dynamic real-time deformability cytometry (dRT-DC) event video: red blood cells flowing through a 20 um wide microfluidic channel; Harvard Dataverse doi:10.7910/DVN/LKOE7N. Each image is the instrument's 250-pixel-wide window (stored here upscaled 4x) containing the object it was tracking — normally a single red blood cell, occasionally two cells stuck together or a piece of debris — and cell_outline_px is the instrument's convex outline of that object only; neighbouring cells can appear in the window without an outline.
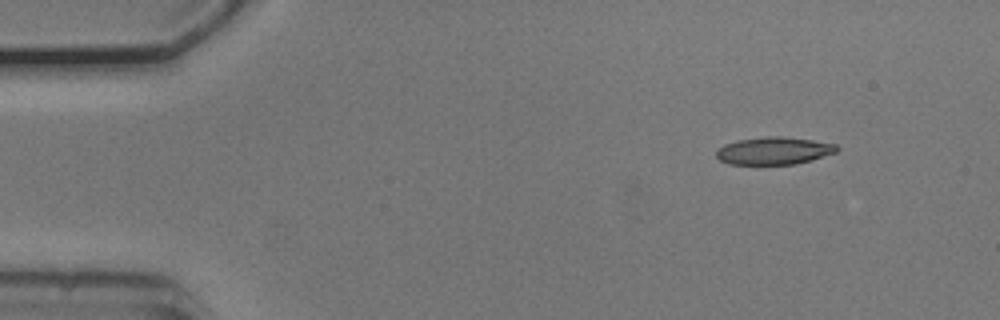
{"species": "common noctule bat (a hibernating species)", "species_latin": "Nyctalus noctula", "temperature_condition": "cold", "stored_images_in_passage": 49, "camera_frame_rate_fps": 3000, "um_per_image_px": 0.085, "animal": {"sex": "male", "body_mass_g": 20.5, "forearm_length_mm": 52.5}, "frame": {"image": 1, "passage_image": 1, "time_ms": 0.0, "image_size_px": [1000, 320], "cell_outline_px": [[840, 148], [836, 152], [812, 160], [796, 164], [728, 164], [720, 160], [716, 156], [716, 152], [724, 144], [736, 140], [768, 136], [780, 136], [812, 140], [836, 144]], "centroid_in_image_um": [65.79, 12.81], "position_along_channel_um": 19.2, "area_um2": 19.31}}
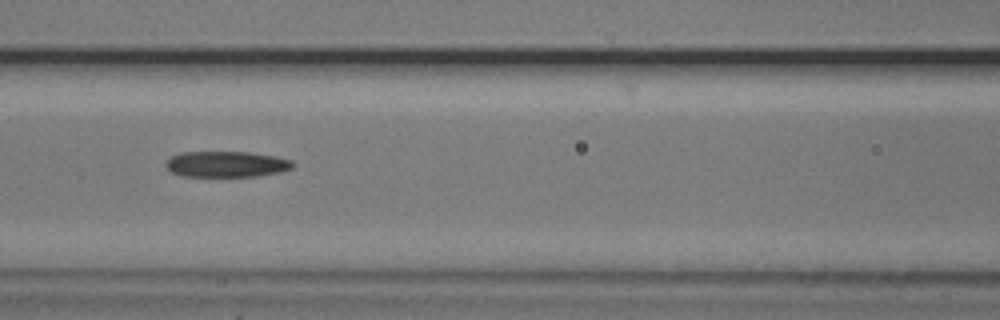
{"frame": {"image": 2, "passage_image": 18, "time_ms": 5.667, "image_size_px": [1000, 320], "cell_outline_px": [[296, 164], [292, 168], [280, 172], [256, 176], [180, 176], [172, 172], [164, 164], [172, 156], [180, 152], [248, 152], [276, 156], [292, 160]], "centroid_in_image_um": [19.27, 13.95], "position_along_channel_um": 147.3, "area_um2": 19.19}}
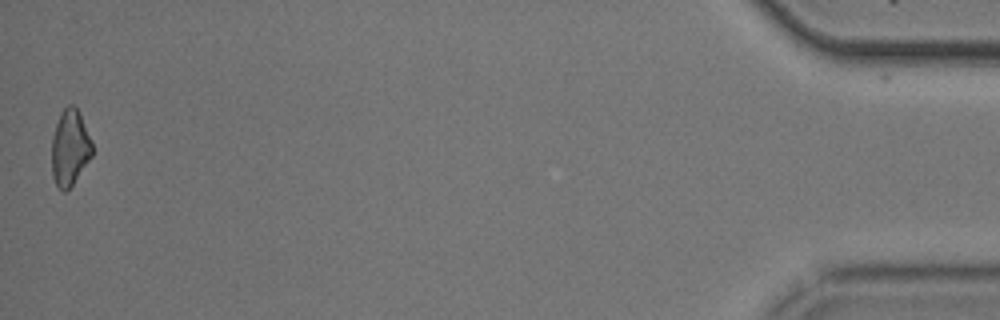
{"frame": {"image": 3, "passage_image": 48, "time_ms": 15.667, "image_size_px": [1000, 320], "cell_outline_px": [[92, 156], [72, 184], [64, 192], [56, 184], [52, 176], [52, 136], [60, 112], [68, 104], [72, 104], [80, 112], [92, 140]], "centroid_in_image_um": [5.94, 12.51], "position_along_channel_um": 429.3, "area_um2": 17.92}}